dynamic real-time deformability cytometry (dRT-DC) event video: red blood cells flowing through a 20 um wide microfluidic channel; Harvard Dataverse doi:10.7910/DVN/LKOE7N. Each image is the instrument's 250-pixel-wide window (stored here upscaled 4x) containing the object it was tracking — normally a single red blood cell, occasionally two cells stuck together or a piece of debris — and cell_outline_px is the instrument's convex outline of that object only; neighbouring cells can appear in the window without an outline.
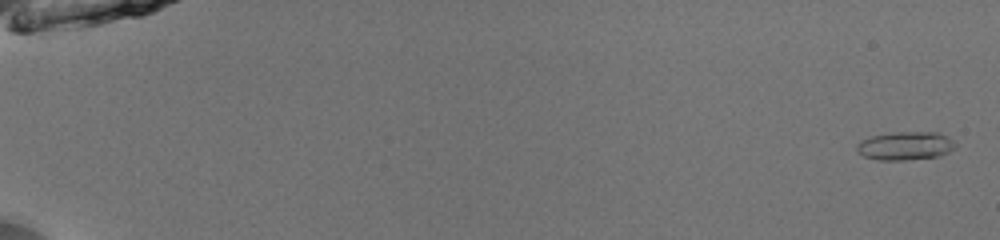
{"species": "common noctule bat (a hibernating species)", "species_latin": "Nyctalus noctula", "temperature_condition": "room temperature", "stored_images_in_passage": 53, "camera_frame_rate_fps": 3000, "um_per_image_px": 0.085, "animal": {"sex": "male", "body_mass_g": 13.0, "forearm_length_mm": 53.1}, "frame": {"image": 1, "passage_image": 2, "time_ms": 0.333, "image_size_px": [1000, 240], "cell_outline_px": [[956, 148], [940, 156], [904, 160], [880, 160], [864, 156], [856, 148], [856, 144], [860, 140], [872, 136], [896, 132], [936, 132], [948, 136], [956, 144]], "centroid_in_image_um": [76.98, 12.39], "position_along_channel_um": 8.0, "area_um2": 16.3}}
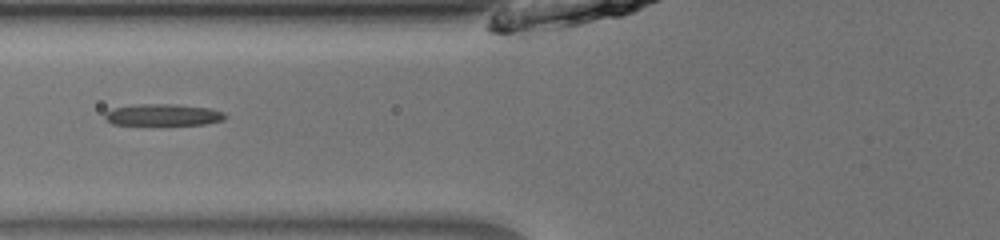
{"frame": {"image": 2, "passage_image": 24, "time_ms": 7.667, "image_size_px": [1000, 240], "cell_outline_px": [[228, 116], [224, 120], [204, 124], [112, 124], [104, 120], [104, 112], [112, 108], [132, 104], [176, 104], [212, 108], [224, 112]], "centroid_in_image_um": [13.85, 9.74], "position_along_channel_um": 111.9, "area_um2": 15.37}}
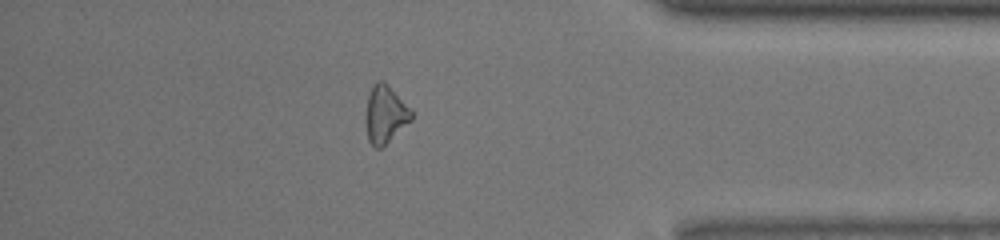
{"frame": {"image": 3, "passage_image": 47, "time_ms": 15.333, "image_size_px": [1000, 240], "cell_outline_px": [[412, 120], [380, 148], [376, 148], [368, 140], [364, 120], [364, 112], [368, 96], [372, 84], [380, 80], [384, 80], [388, 84], [412, 112]], "centroid_in_image_um": [32.69, 9.7], "position_along_channel_um": 402.5, "area_um2": 15.32}, "authors_computed_cell_mechanics": {"area_um2": 15.317, "velocity_mm_per_s": 4.0254, "shape_relaxation_time_tau1_ms": 3.2795, "shape_relaxation_time_tau2_ms": 5.7898, "deformation_change_tau1": 0.1117, "deformation_change_tau2": 0.1596}}